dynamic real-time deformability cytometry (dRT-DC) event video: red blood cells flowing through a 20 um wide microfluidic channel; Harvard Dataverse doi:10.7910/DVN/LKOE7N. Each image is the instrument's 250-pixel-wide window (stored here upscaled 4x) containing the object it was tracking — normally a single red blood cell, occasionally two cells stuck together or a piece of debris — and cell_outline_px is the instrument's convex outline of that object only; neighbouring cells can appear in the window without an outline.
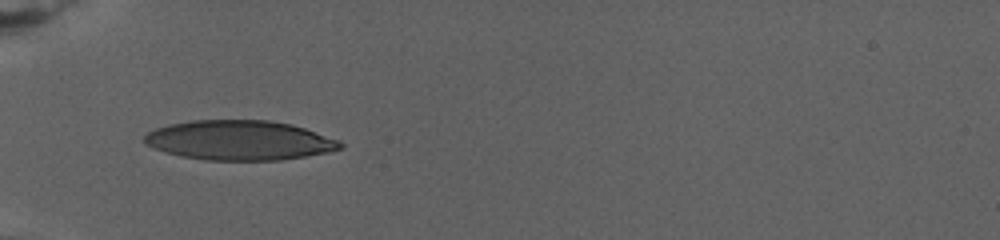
{"species": "human", "species_latin": "Homo sapiens", "temperature_condition": "warm", "stored_images_in_passage": 81, "camera_frame_rate_fps": 3000, "um_per_image_px": 0.085, "donor": {"sex": "female"}, "frame": {"image": 1, "passage_image": 1, "time_ms": 0.0, "image_size_px": [1000, 240], "cell_outline_px": [[344, 148], [332, 152], [280, 160], [204, 160], [180, 156], [164, 152], [144, 144], [144, 136], [148, 132], [156, 128], [172, 124], [192, 120], [268, 120], [292, 124], [340, 140], [344, 144]], "centroid_in_image_um": [20.39, 11.93], "position_along_channel_um": 64.6, "area_um2": 45.55}}
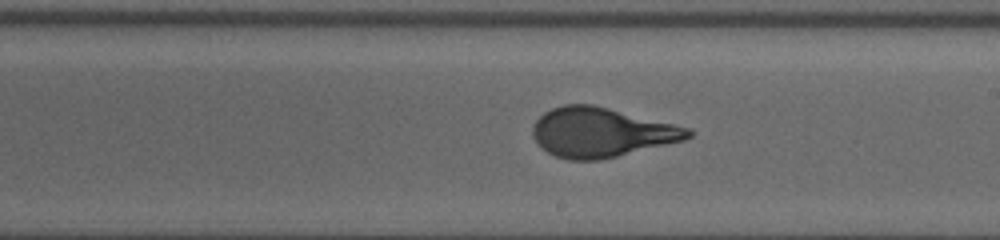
{"frame": {"image": 2, "passage_image": 31, "time_ms": 7.0, "image_size_px": [1000, 240], "cell_outline_px": [[692, 136], [684, 140], [600, 160], [568, 160], [556, 156], [540, 148], [532, 136], [532, 128], [536, 120], [544, 112], [552, 108], [564, 104], [592, 104], [688, 128], [692, 132]], "centroid_in_image_um": [51.04, 11.26], "position_along_channel_um": 238.0, "area_um2": 44.39}}
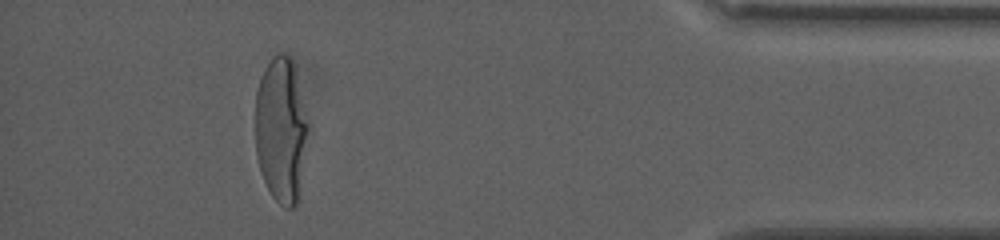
{"frame": {"image": 3, "passage_image": 70, "time_ms": 15.333, "image_size_px": [1000, 240], "cell_outline_px": [[312, 132], [300, 200], [292, 208], [284, 208], [272, 196], [260, 172], [256, 156], [256, 92], [260, 80], [268, 64], [276, 56], [288, 56], [292, 60]], "centroid_in_image_um": [23.97, 11.2], "position_along_channel_um": 411.2, "area_um2": 45.89}, "authors_computed_cell_mechanics": {"area_um2": 44.9684, "velocity_mm_per_s": 2.5887, "shape_relaxation_time_tau1_ms": 8.1495, "shape_relaxation_time_tau2_ms": null, "deformation_change_tau1": 0.2852, "deformation_change_tau2": null}}